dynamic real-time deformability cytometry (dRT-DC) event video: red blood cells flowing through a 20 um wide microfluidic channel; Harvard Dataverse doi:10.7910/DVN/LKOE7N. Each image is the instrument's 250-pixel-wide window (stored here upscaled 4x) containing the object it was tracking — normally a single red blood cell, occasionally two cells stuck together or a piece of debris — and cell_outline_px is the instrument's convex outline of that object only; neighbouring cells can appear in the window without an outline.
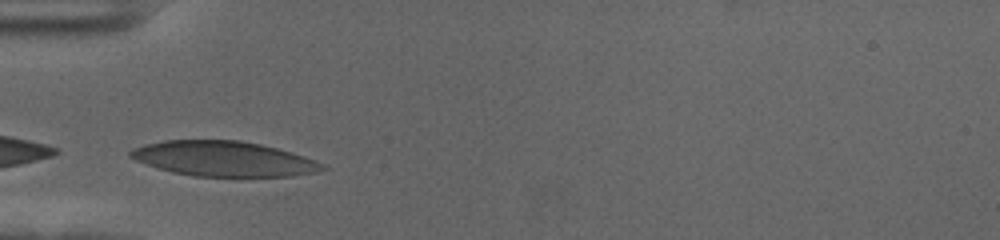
{"species": "human", "species_latin": "Homo sapiens", "temperature_condition": "cold", "stored_images_in_passage": 30, "camera_frame_rate_fps": 3000, "um_per_image_px": 0.085, "donor": {"sex": "female"}, "frame": {"image": 1, "passage_image": 1, "time_ms": 0.0, "image_size_px": [1000, 240], "cell_outline_px": [[328, 168], [316, 172], [292, 176], [192, 176], [172, 172], [136, 160], [128, 156], [128, 152], [132, 148], [144, 144], [164, 140], [240, 140], [260, 144], [292, 152], [316, 160], [324, 164]], "centroid_in_image_um": [19.01, 13.49], "position_along_channel_um": 66.0, "area_um2": 39.19}}
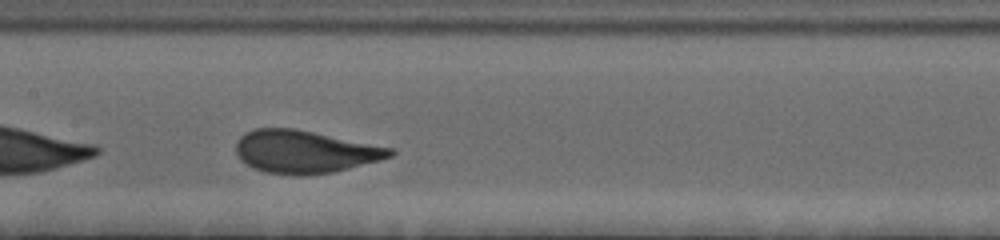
{"frame": {"image": 2, "passage_image": 11, "time_ms": 3.333, "image_size_px": [1000, 240], "cell_outline_px": [[396, 152], [392, 156], [380, 160], [332, 172], [300, 176], [292, 176], [264, 172], [252, 168], [240, 160], [236, 152], [236, 140], [244, 132], [256, 128], [292, 128], [396, 148]], "centroid_in_image_um": [25.88, 12.9], "position_along_channel_um": 181.5, "area_um2": 38.67}}
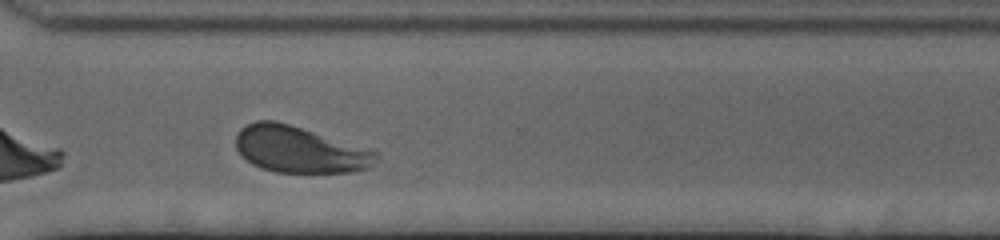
{"frame": {"image": 3, "passage_image": 25, "time_ms": 8.0, "image_size_px": [1000, 240], "cell_outline_px": [[380, 156], [368, 168], [352, 172], [276, 172], [260, 168], [252, 164], [240, 156], [236, 148], [236, 136], [240, 128], [256, 120], [276, 120], [372, 148], [380, 152]], "centroid_in_image_um": [25.49, 12.7], "position_along_channel_um": 345.1, "area_um2": 38.55}, "authors_computed_cell_mechanics": {"area_um2": 38.4659, "velocity_mm_per_s": 3.5071, "shape_relaxation_time_tau1_ms": 2.5329, "shape_relaxation_time_tau2_ms": null, "deformation_change_tau1": 0.1517, "deformation_change_tau2": null}}